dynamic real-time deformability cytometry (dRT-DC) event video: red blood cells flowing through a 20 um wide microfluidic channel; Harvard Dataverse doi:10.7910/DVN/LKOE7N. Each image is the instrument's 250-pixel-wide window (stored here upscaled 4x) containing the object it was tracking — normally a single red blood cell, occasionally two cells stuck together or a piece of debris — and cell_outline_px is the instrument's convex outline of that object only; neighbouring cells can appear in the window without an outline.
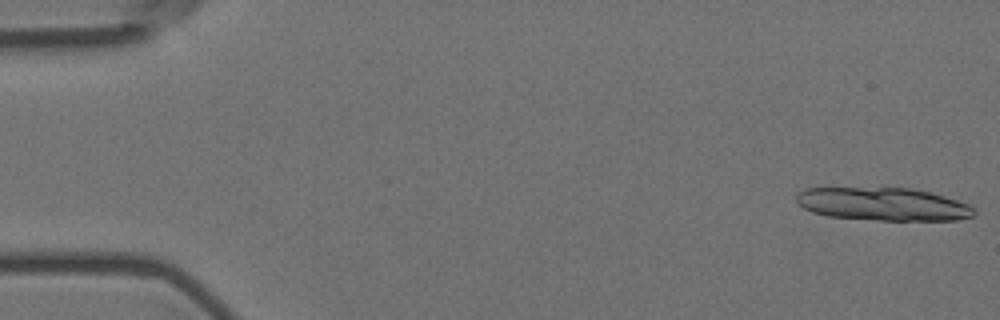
{"species": "Egyptian fruit bat (a non-hibernating species)", "species_latin": "Rousettus aegyptiacus", "temperature_condition": "room temperature", "stored_images_in_passage": 5, "camera_frame_rate_fps": 3000, "um_per_image_px": 0.085, "animal": {"sex": "female"}, "frame": {"image": 1, "passage_image": 1, "time_ms": 0.0, "image_size_px": [1000, 320], "cell_outline_px": [[976, 212], [972, 216], [956, 220], [880, 220], [828, 216], [812, 212], [804, 208], [796, 200], [796, 196], [804, 188], [912, 188], [944, 196], [968, 204]], "centroid_in_image_um": [75.05, 17.35], "position_along_channel_um": 10.0, "area_um2": 33.87}}